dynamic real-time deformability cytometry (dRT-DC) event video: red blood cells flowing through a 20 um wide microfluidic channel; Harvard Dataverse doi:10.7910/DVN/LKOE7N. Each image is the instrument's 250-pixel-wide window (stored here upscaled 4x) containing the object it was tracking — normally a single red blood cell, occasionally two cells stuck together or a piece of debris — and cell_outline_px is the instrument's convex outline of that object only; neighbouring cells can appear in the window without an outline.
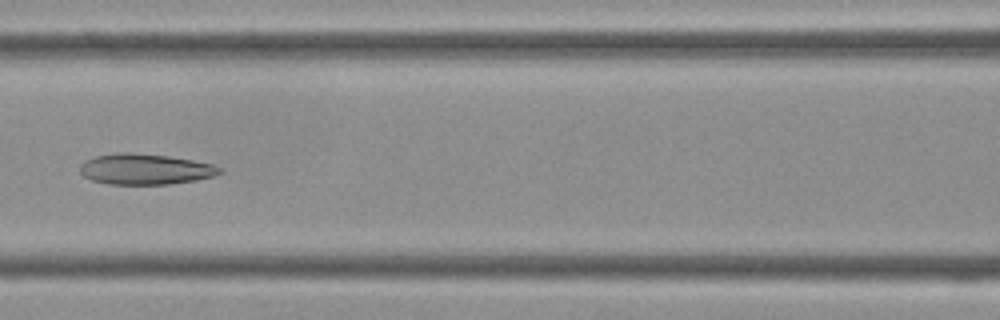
{"species": "Egyptian fruit bat (a non-hibernating species)", "species_latin": "Rousettus aegyptiacus", "temperature_condition": "cold", "stored_images_in_passage": 33, "camera_frame_rate_fps": 3000, "um_per_image_px": 0.085, "frame": {"image": 1, "passage_image": 12, "time_ms": 3.667, "image_size_px": [1000, 320], "cell_outline_px": [[224, 172], [216, 176], [196, 180], [168, 184], [108, 184], [92, 180], [84, 176], [80, 172], [80, 164], [84, 160], [96, 156], [120, 152], [128, 152], [168, 156], [192, 160], [212, 164], [220, 168]], "centroid_in_image_um": [12.34, 14.38], "position_along_channel_um": 154.3, "area_um2": 25.03}}
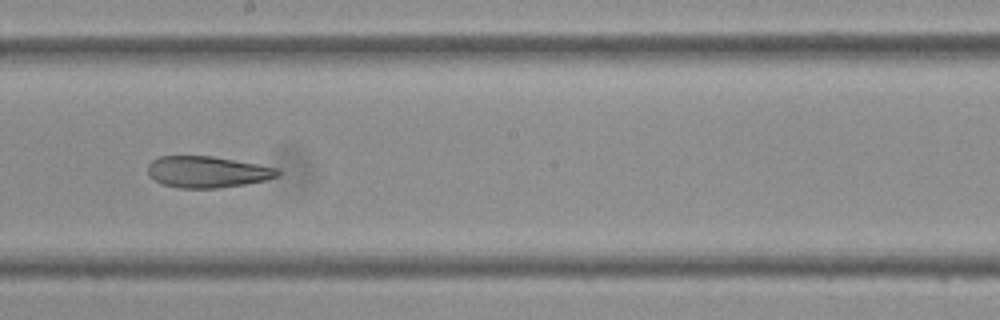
{"frame": {"image": 2, "passage_image": 17, "time_ms": 5.333, "image_size_px": [1000, 320], "cell_outline_px": [[280, 176], [264, 180], [244, 184], [216, 188], [180, 188], [164, 184], [148, 176], [148, 164], [152, 160], [160, 156], [212, 156], [280, 168]], "centroid_in_image_um": [17.63, 14.6], "position_along_channel_um": 230.6, "area_um2": 23.7}}
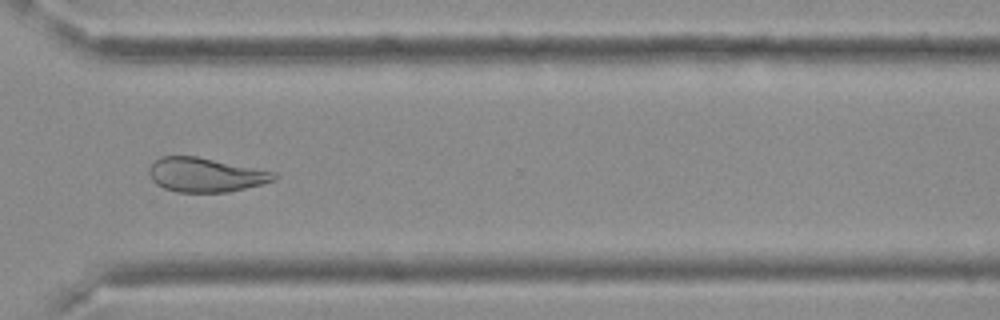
{"frame": {"image": 3, "passage_image": 25, "time_ms": 8.0, "image_size_px": [1000, 320], "cell_outline_px": [[276, 180], [228, 192], [176, 192], [164, 188], [156, 184], [152, 180], [148, 172], [148, 168], [160, 156], [196, 156], [276, 172]], "centroid_in_image_um": [17.44, 14.86], "position_along_channel_um": 353.2, "area_um2": 24.8}}